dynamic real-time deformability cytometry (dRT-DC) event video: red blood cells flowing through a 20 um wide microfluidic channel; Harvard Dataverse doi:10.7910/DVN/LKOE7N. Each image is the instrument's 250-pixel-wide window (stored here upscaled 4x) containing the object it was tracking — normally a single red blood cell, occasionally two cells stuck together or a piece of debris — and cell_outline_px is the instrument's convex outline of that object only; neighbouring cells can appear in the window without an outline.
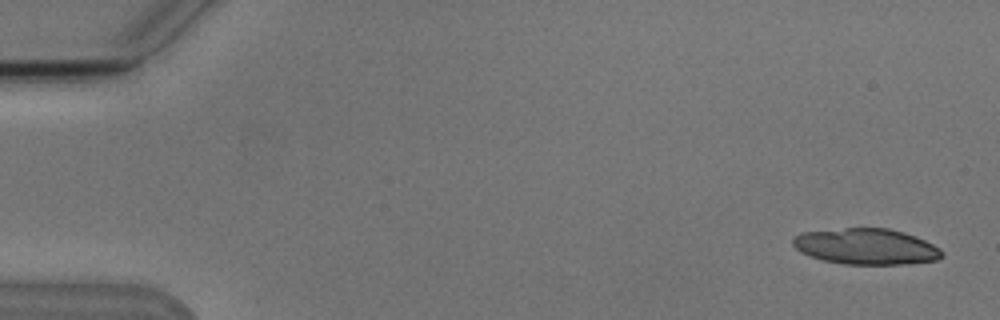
{"species": "Egyptian fruit bat (a non-hibernating species)", "species_latin": "Rousettus aegyptiacus", "temperature_condition": "cold", "stored_images_in_passage": 4, "camera_frame_rate_fps": 3000, "um_per_image_px": 0.085, "animal": {"sex": "male"}, "frame": {"image": 1, "passage_image": 1, "time_ms": 0.0, "image_size_px": [1000, 320], "cell_outline_px": [[944, 256], [936, 260], [900, 264], [844, 264], [824, 260], [808, 256], [800, 252], [792, 244], [792, 236], [800, 232], [844, 228], [888, 228], [904, 232], [916, 236], [940, 248], [944, 252]], "centroid_in_image_um": [73.59, 20.94], "position_along_channel_um": 11.4, "area_um2": 31.39}}